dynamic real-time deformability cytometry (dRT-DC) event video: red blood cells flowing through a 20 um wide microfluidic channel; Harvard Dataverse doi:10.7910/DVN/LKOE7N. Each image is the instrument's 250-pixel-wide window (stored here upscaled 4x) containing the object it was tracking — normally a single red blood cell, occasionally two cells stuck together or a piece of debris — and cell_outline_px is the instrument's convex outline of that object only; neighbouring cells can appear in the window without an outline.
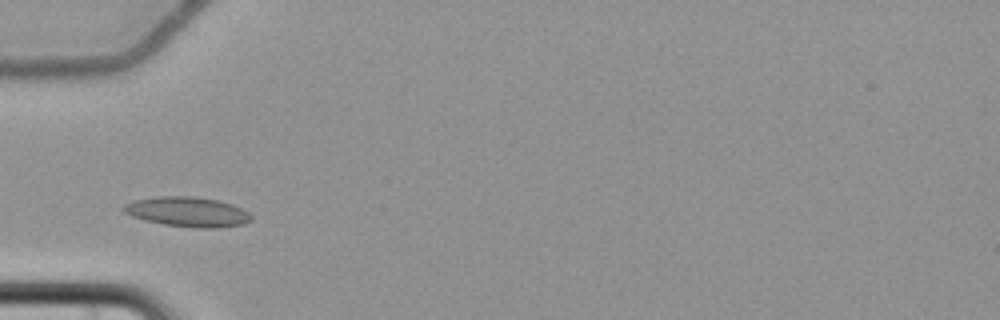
{"species": "common noctule bat (a hibernating species)", "species_latin": "Nyctalus noctula", "temperature_condition": "cold", "stored_images_in_passage": 3, "camera_frame_rate_fps": 3000, "um_per_image_px": 0.085, "animal": {"sex": "female", "body_mass_g": 22.7, "forearm_length_mm": 54.2}, "frame": {"image": 1, "passage_image": 2, "time_ms": 1.0, "image_size_px": [1000, 320], "cell_outline_px": [[252, 220], [244, 224], [220, 228], [200, 228], [164, 224], [144, 220], [132, 216], [124, 212], [120, 208], [124, 204], [136, 200], [160, 196], [192, 196], [220, 200], [232, 204], [248, 212], [252, 216]], "centroid_in_image_um": [15.96, 18.0], "position_along_channel_um": 69.0, "area_um2": 22.25}}
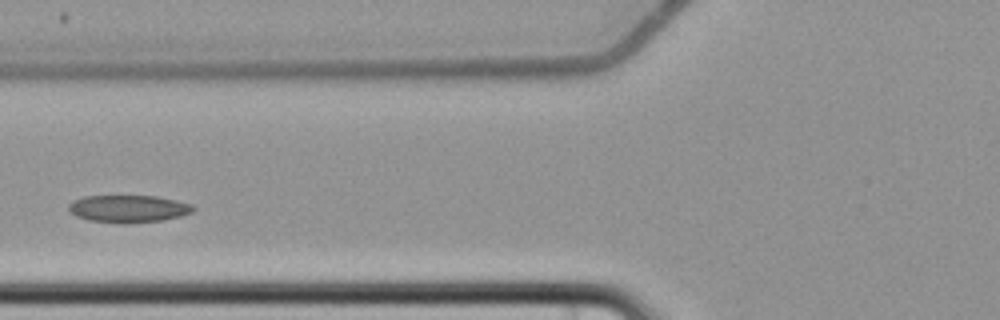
{"frame": {"image": 2, "passage_image": 3, "time_ms": 2.333, "image_size_px": [1000, 320], "cell_outline_px": [[196, 208], [192, 212], [180, 216], [160, 220], [120, 224], [92, 220], [76, 216], [68, 208], [68, 204], [84, 196], [156, 196], [176, 200], [192, 204]], "centroid_in_image_um": [10.94, 17.74], "position_along_channel_um": 114.9, "area_um2": 19.65}}